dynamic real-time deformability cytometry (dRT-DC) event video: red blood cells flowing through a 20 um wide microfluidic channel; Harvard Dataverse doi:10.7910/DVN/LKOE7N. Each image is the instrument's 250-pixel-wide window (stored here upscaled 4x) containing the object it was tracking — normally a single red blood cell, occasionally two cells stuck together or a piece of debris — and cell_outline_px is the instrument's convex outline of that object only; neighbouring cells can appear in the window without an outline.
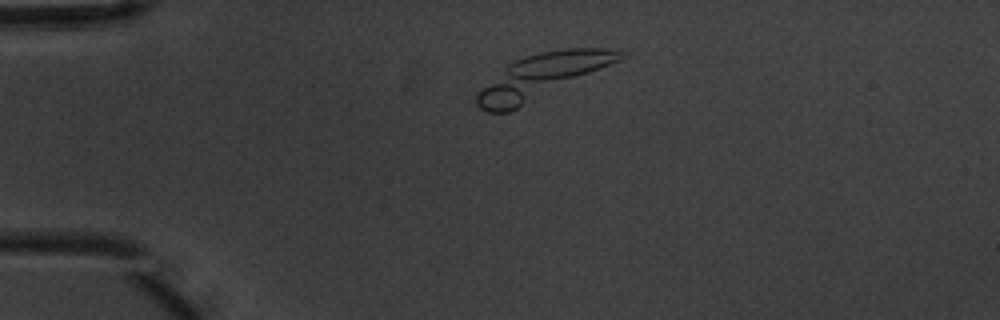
{"species": "common noctule bat (a hibernating species)", "species_latin": "Nyctalus noctula", "temperature_condition": "warm", "stored_images_in_passage": 3, "camera_frame_rate_fps": 3000, "um_per_image_px": 0.085, "animal": {"sex": "male", "body_mass_g": 20.1, "forearm_length_mm": 53.5}, "frame": {"image": 1, "passage_image": 2, "time_ms": 0.333, "image_size_px": [1000, 320], "cell_outline_px": [[624, 56], [620, 60], [508, 112], [488, 112], [480, 108], [476, 104], [476, 92], [508, 64], [524, 56], [540, 52], [568, 48], [604, 48], [624, 52]], "centroid_in_image_um": [46.0, 6.47], "position_along_channel_um": 39.0, "area_um2": 35.84}}